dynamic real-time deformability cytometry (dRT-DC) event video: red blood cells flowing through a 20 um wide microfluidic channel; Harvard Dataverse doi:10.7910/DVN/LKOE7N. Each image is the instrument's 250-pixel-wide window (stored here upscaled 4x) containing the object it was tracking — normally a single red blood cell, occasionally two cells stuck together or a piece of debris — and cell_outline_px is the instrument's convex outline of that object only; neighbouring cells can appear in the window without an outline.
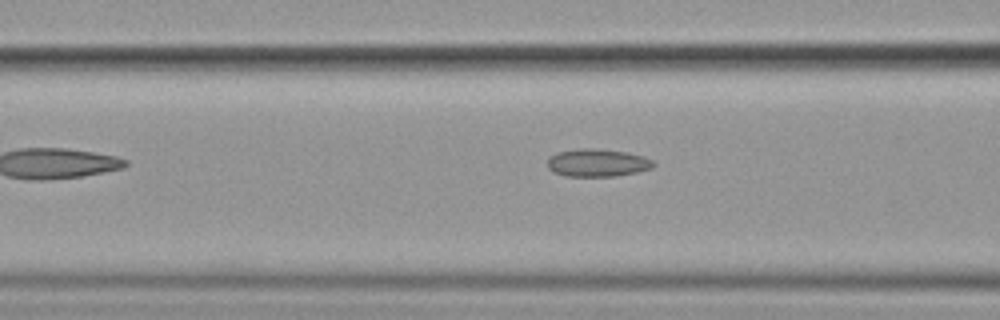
{"species": "common noctule bat (a hibernating species)", "species_latin": "Nyctalus noctula", "temperature_condition": "cold", "stored_images_in_passage": 4, "camera_frame_rate_fps": 3000, "um_per_image_px": 0.085, "animal": {"sex": "female", "body_mass_g": 19.9}, "frame": {"image": 1, "passage_image": 3, "time_ms": 2.333, "image_size_px": [1000, 320], "cell_outline_px": [[656, 164], [652, 168], [636, 172], [616, 176], [568, 176], [552, 172], [548, 168], [548, 156], [556, 152], [584, 148], [592, 148], [624, 152], [644, 156], [652, 160]], "centroid_in_image_um": [50.76, 13.84], "position_along_channel_um": 115.8, "area_um2": 17.11}}